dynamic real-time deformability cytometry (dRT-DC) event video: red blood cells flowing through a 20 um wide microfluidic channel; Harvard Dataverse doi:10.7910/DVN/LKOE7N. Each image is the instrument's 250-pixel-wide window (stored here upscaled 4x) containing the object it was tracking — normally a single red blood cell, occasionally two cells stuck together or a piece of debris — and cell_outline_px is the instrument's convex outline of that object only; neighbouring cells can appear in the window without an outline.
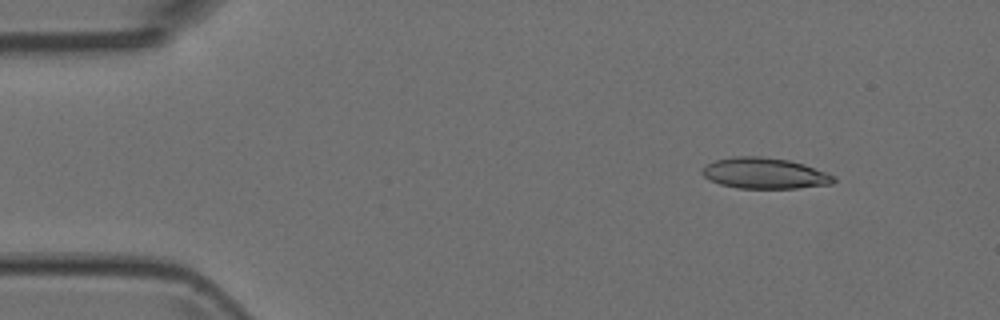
{"species": "Egyptian fruit bat (a non-hibernating species)", "species_latin": "Rousettus aegyptiacus", "temperature_condition": "room temperature", "stored_images_in_passage": 3, "camera_frame_rate_fps": 3000, "um_per_image_px": 0.085, "animal": {"sex": "female"}, "frame": {"image": 1, "passage_image": 1, "time_ms": 0.0, "image_size_px": [1000, 320], "cell_outline_px": [[836, 180], [832, 184], [800, 188], [736, 188], [720, 184], [708, 180], [700, 172], [708, 164], [716, 160], [732, 156], [760, 156], [788, 160], [804, 164], [836, 176]], "centroid_in_image_um": [65.0, 14.73], "position_along_channel_um": 20.0, "area_um2": 23.76}}